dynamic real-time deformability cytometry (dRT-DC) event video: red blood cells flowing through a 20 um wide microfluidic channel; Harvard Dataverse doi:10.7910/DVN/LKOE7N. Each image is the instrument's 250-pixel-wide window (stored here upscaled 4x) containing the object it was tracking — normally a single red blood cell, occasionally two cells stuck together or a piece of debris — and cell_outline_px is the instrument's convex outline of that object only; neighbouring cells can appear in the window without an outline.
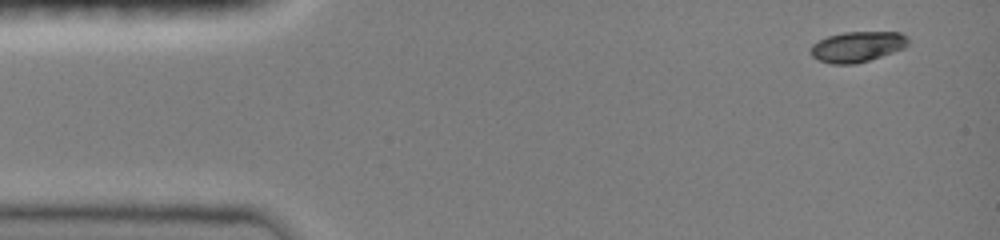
{"species": "common noctule bat (a hibernating species)", "species_latin": "Nyctalus noctula", "temperature_condition": "room temperature", "stored_images_in_passage": 6, "camera_frame_rate_fps": 3000, "um_per_image_px": 0.085, "animal": {"sex": "female", "body_mass_g": 19.0, "forearm_length_mm": 51.5}, "frame": {"image": 1, "passage_image": 1, "time_ms": 0.0, "image_size_px": [1000, 240], "cell_outline_px": [[908, 44], [904, 48], [856, 64], [832, 64], [820, 60], [812, 56], [812, 44], [828, 36], [844, 32], [900, 32], [908, 36]], "centroid_in_image_um": [72.9, 3.96], "position_along_channel_um": 12.1, "area_um2": 17.11}}
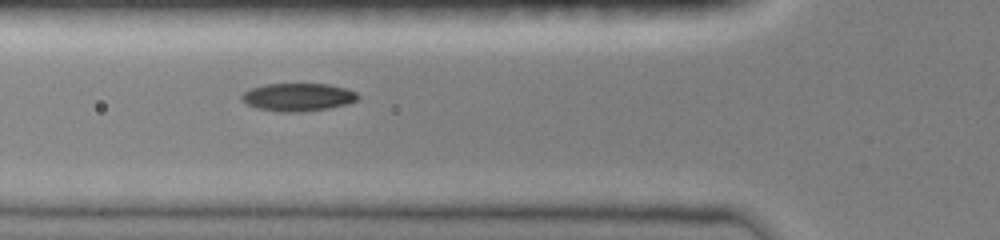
{"frame": {"image": 2, "passage_image": 5, "time_ms": 4.667, "image_size_px": [1000, 240], "cell_outline_px": [[360, 100], [348, 104], [328, 108], [300, 112], [280, 112], [256, 108], [240, 100], [240, 96], [244, 92], [252, 88], [264, 84], [328, 84], [344, 88], [356, 92], [360, 96]], "centroid_in_image_um": [25.34, 8.26], "position_along_channel_um": 100.5, "area_um2": 19.02}}
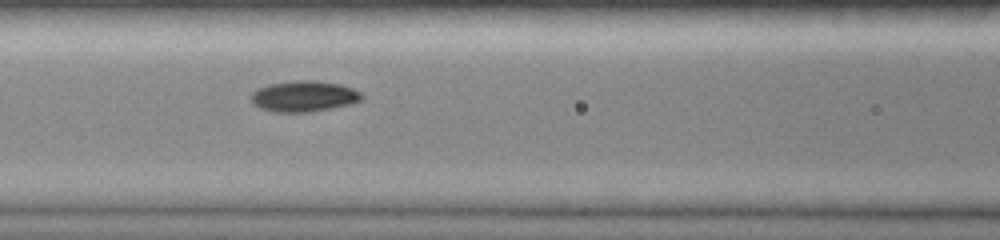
{"frame": {"image": 3, "passage_image": 6, "time_ms": 5.667, "image_size_px": [1000, 240], "cell_outline_px": [[364, 96], [360, 100], [352, 104], [312, 112], [272, 112], [260, 108], [252, 104], [252, 92], [268, 84], [296, 80], [312, 80], [340, 84], [352, 88], [360, 92]], "centroid_in_image_um": [25.84, 8.19], "position_along_channel_um": 140.8, "area_um2": 20.0}}